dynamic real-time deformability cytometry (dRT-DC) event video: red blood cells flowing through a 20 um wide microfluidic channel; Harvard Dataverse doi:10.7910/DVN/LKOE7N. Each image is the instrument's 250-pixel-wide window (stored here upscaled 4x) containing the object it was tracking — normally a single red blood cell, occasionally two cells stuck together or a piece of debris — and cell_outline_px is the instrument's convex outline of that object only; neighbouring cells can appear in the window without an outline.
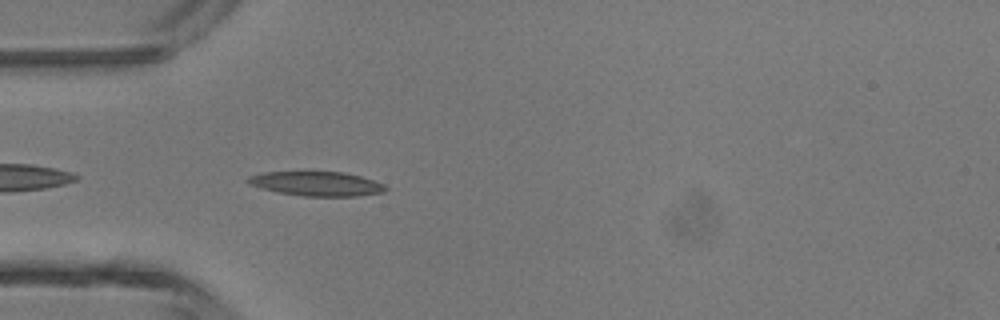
{"species": "common noctule bat (a hibernating species)", "species_latin": "Nyctalus noctula", "temperature_condition": "room temperature", "stored_images_in_passage": 3, "camera_frame_rate_fps": 3000, "um_per_image_px": 0.085, "animal": {"sex": "male", "body_mass_g": 13.3}, "frame": {"image": 1, "passage_image": 3, "time_ms": 0.667, "image_size_px": [1000, 320], "cell_outline_px": [[388, 188], [384, 192], [360, 196], [304, 196], [276, 192], [260, 188], [248, 184], [244, 180], [248, 176], [264, 172], [344, 172], [360, 176], [384, 184]], "centroid_in_image_um": [26.88, 15.62], "position_along_channel_um": 58.1, "area_um2": 19.65}}